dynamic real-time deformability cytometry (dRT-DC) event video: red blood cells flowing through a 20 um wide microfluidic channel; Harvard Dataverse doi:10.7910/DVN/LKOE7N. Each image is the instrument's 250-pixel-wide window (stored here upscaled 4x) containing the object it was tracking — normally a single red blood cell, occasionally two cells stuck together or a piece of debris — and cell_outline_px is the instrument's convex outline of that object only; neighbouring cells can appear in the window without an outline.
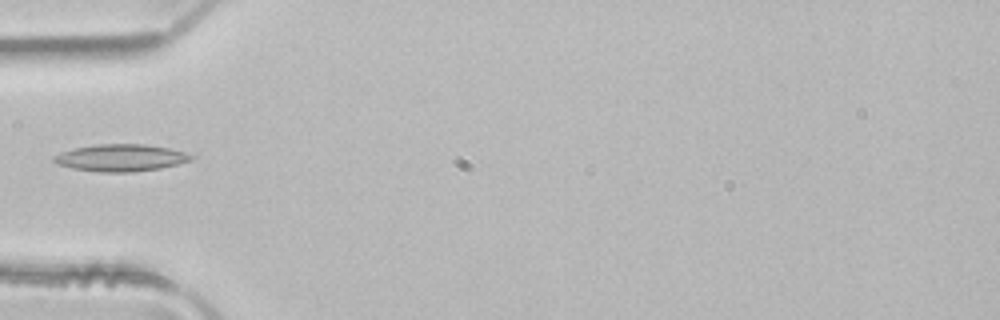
{"species": "common noctule bat (a hibernating species)", "species_latin": "Nyctalus noctula", "temperature_condition": "room temperature", "stored_images_in_passage": 2, "camera_frame_rate_fps": 3000, "um_per_image_px": 0.085, "animal": {"sex": "male", "body_mass_g": 21.5, "forearm_length_mm": 52.0}, "frame": {"image": 1, "passage_image": 2, "time_ms": 0.333, "image_size_px": [1000, 320], "cell_outline_px": [[196, 156], [192, 160], [160, 168], [132, 172], [100, 172], [72, 168], [56, 164], [52, 160], [52, 156], [60, 152], [72, 148], [96, 144], [144, 144], [168, 148], [184, 152]], "centroid_in_image_um": [10.22, 13.41], "position_along_channel_um": 74.8, "area_um2": 21.73}}